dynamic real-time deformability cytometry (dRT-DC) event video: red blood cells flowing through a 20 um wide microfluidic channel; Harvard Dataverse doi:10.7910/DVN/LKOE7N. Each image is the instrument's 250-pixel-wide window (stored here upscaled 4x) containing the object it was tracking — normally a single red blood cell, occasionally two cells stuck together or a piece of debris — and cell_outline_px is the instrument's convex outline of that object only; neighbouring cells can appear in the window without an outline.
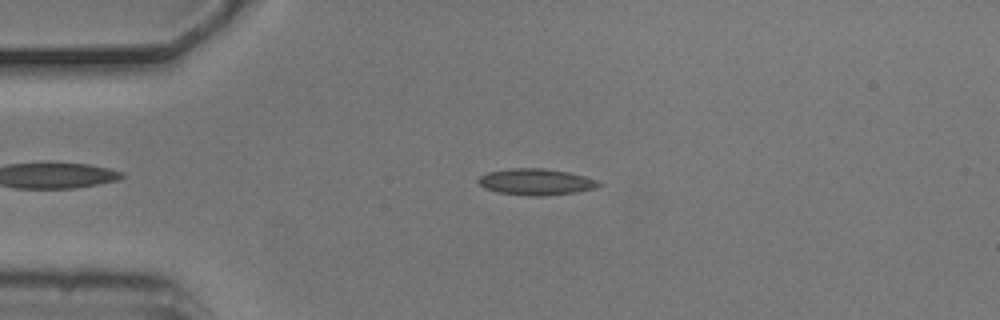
{"species": "common noctule bat (a hibernating species)", "species_latin": "Nyctalus noctula", "temperature_condition": "cold", "stored_images_in_passage": 3, "camera_frame_rate_fps": 3000, "um_per_image_px": 0.085, "animal": {"sex": "male", "body_mass_g": 20.5, "forearm_length_mm": 52.5}, "frame": {"image": 1, "passage_image": 1, "time_ms": 0.0, "image_size_px": [1000, 320], "cell_outline_px": [[604, 184], [596, 188], [576, 192], [544, 196], [528, 196], [496, 192], [484, 188], [476, 180], [480, 176], [488, 172], [508, 168], [544, 168], [568, 172], [584, 176], [596, 180]], "centroid_in_image_um": [45.54, 15.46], "position_along_channel_um": 39.5, "area_um2": 18.67}}
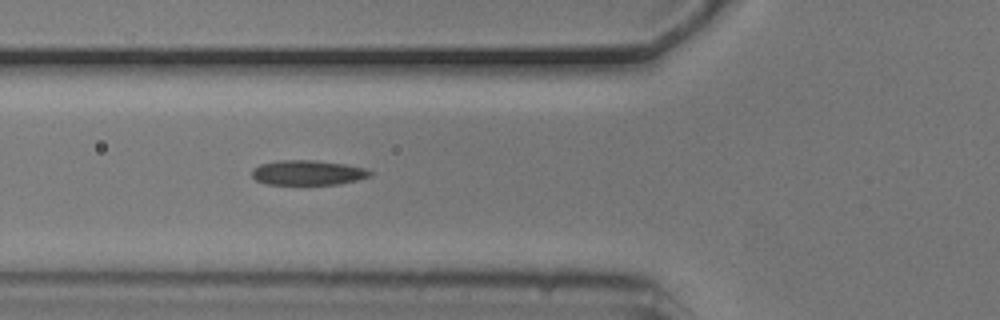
{"frame": {"image": 2, "passage_image": 3, "time_ms": 0.667, "image_size_px": [1000, 320], "cell_outline_px": [[372, 176], [340, 184], [268, 184], [256, 180], [252, 176], [252, 168], [260, 164], [280, 160], [316, 160], [344, 164], [368, 168], [372, 172]], "centroid_in_image_um": [26.19, 14.67], "position_along_channel_um": 99.6, "area_um2": 17.17}}